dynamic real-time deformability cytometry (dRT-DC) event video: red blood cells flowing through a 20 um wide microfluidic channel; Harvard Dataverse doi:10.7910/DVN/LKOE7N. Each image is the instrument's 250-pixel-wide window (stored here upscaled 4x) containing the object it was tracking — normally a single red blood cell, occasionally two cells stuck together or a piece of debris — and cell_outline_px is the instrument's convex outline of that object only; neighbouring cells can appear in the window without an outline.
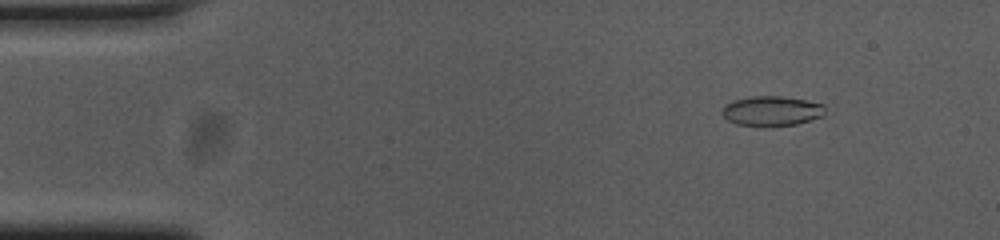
{"species": "common noctule bat (a hibernating species)", "species_latin": "Nyctalus noctula", "temperature_condition": "cold", "stored_images_in_passage": 53, "camera_frame_rate_fps": 3000, "um_per_image_px": 0.085, "animal": {"sex": "female", "body_mass_g": 23.0, "forearm_length_mm": 53.4}, "frame": {"image": 1, "passage_image": 5, "time_ms": 1.333, "image_size_px": [1000, 240], "cell_outline_px": [[824, 116], [796, 124], [764, 128], [736, 124], [728, 120], [720, 112], [724, 104], [732, 100], [752, 96], [780, 96], [804, 100], [824, 104]], "centroid_in_image_um": [65.54, 9.45], "position_along_channel_um": 19.5, "area_um2": 18.32}}
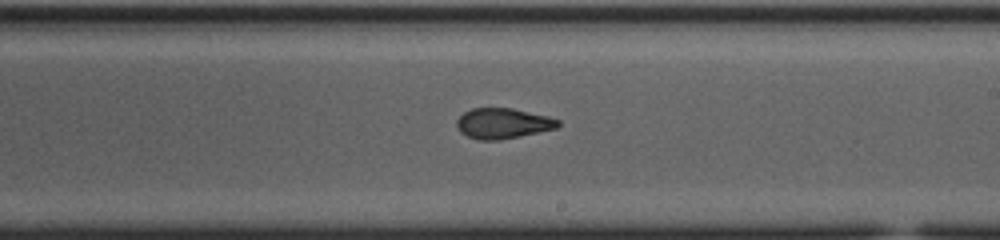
{"frame": {"image": 2, "passage_image": 30, "time_ms": 9.667, "image_size_px": [1000, 240], "cell_outline_px": [[560, 124], [556, 128], [520, 136], [500, 140], [480, 140], [468, 136], [460, 132], [456, 124], [456, 120], [464, 112], [472, 108], [512, 108], [548, 116], [560, 120]], "centroid_in_image_um": [42.74, 10.48], "position_along_channel_um": 246.3, "area_um2": 17.92}}
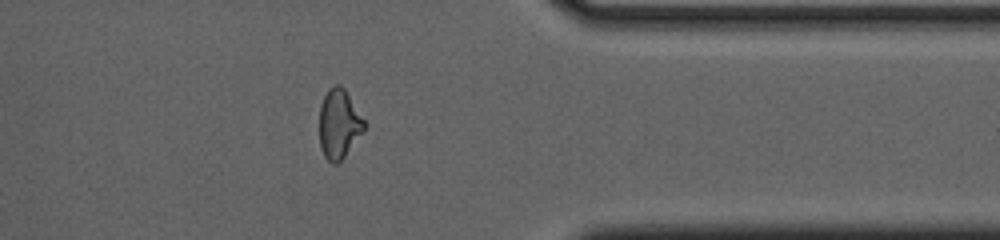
{"frame": {"image": 3, "passage_image": 42, "time_ms": 13.667, "image_size_px": [1000, 240], "cell_outline_px": [[364, 132], [344, 156], [336, 164], [332, 164], [324, 156], [320, 148], [320, 104], [328, 88], [336, 84], [340, 84], [344, 88], [364, 120]], "centroid_in_image_um": [28.8, 10.53], "position_along_channel_um": 382.6, "area_um2": 17.98}, "authors_computed_cell_mechanics": {"area_um2": 18.2648, "velocity_mm_per_s": 3.7419, "shape_relaxation_time_tau1_ms": null, "shape_relaxation_time_tau2_ms": 2.0687, "deformation_change_tau1": null, "deformation_change_tau2": 0.0871}}